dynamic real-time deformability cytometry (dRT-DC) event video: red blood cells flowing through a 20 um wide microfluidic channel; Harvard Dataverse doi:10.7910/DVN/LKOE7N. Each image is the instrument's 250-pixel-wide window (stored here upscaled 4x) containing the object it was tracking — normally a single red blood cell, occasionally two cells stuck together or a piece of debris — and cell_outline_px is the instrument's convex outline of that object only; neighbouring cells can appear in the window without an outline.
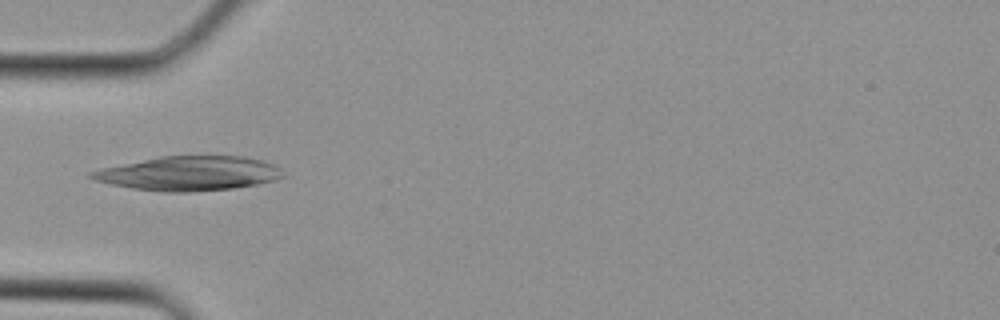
{"species": "Egyptian fruit bat (a non-hibernating species)", "species_latin": "Rousettus aegyptiacus", "temperature_condition": "cold", "stored_images_in_passage": 2, "camera_frame_rate_fps": 3000, "um_per_image_px": 0.085, "animal": {"sex": "female"}, "frame": {"image": 1, "passage_image": 2, "time_ms": 0.333, "image_size_px": [1000, 320], "cell_outline_px": [[284, 176], [276, 180], [256, 184], [232, 188], [188, 192], [164, 192], [132, 188], [112, 184], [96, 180], [88, 176], [88, 172], [100, 168], [160, 156], [244, 156], [260, 160], [272, 164], [280, 168]], "centroid_in_image_um": [16.04, 14.73], "position_along_channel_um": 69.0, "area_um2": 38.15}}